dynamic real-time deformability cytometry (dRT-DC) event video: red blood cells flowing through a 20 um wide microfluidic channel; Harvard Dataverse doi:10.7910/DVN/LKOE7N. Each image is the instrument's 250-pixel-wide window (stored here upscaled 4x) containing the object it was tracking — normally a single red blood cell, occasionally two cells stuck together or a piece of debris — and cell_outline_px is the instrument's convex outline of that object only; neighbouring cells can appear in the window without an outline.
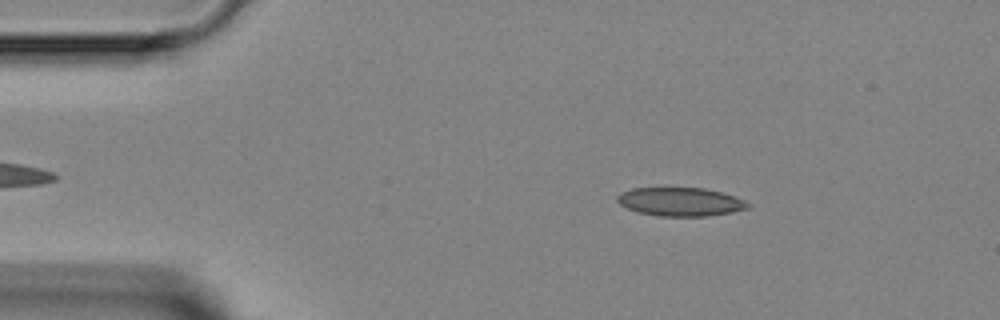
{"species": "Egyptian fruit bat (a non-hibernating species)", "species_latin": "Rousettus aegyptiacus", "temperature_condition": "room temperature", "stored_images_in_passage": 2, "camera_frame_rate_fps": 3000, "um_per_image_px": 0.085, "animal": {"sex": "female"}, "frame": {"image": 1, "passage_image": 1, "time_ms": 0.0, "image_size_px": [1000, 320], "cell_outline_px": [[752, 204], [748, 208], [732, 212], [708, 216], [656, 216], [636, 212], [620, 204], [616, 200], [616, 196], [620, 192], [632, 188], [704, 188], [720, 192], [744, 200]], "centroid_in_image_um": [57.8, 17.15], "position_along_channel_um": 27.2, "area_um2": 21.79}}